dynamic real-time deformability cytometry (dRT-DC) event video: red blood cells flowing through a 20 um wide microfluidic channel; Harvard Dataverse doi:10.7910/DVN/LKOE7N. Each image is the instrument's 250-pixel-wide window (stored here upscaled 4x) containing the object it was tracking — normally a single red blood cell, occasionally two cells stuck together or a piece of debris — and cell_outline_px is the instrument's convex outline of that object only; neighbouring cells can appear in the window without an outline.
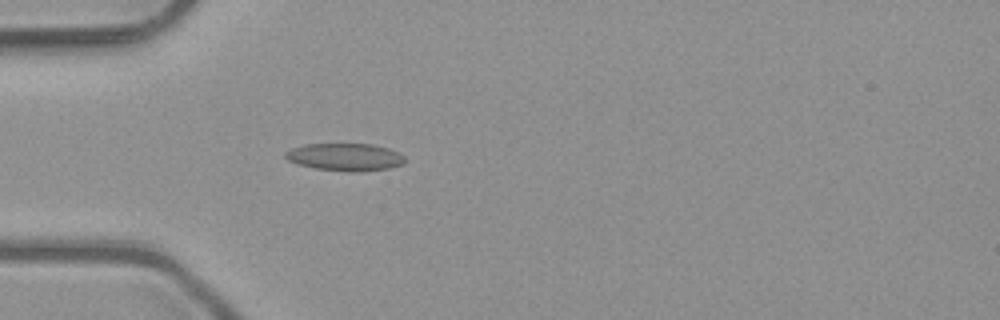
{"species": "common noctule bat (a hibernating species)", "species_latin": "Nyctalus noctula", "temperature_condition": "room temperature", "stored_images_in_passage": 5, "camera_frame_rate_fps": 3000, "um_per_image_px": 0.085, "animal": {"sex": "male", "body_mass_g": 23.1, "forearm_length_mm": 52.7}, "frame": {"image": 1, "passage_image": 5, "time_ms": 1.333, "image_size_px": [1000, 320], "cell_outline_px": [[404, 164], [388, 168], [352, 172], [348, 172], [316, 168], [296, 164], [288, 160], [284, 156], [284, 152], [292, 148], [304, 144], [372, 144], [388, 148], [400, 152], [404, 156]], "centroid_in_image_um": [29.32, 13.34], "position_along_channel_um": 55.7, "area_um2": 19.19}}